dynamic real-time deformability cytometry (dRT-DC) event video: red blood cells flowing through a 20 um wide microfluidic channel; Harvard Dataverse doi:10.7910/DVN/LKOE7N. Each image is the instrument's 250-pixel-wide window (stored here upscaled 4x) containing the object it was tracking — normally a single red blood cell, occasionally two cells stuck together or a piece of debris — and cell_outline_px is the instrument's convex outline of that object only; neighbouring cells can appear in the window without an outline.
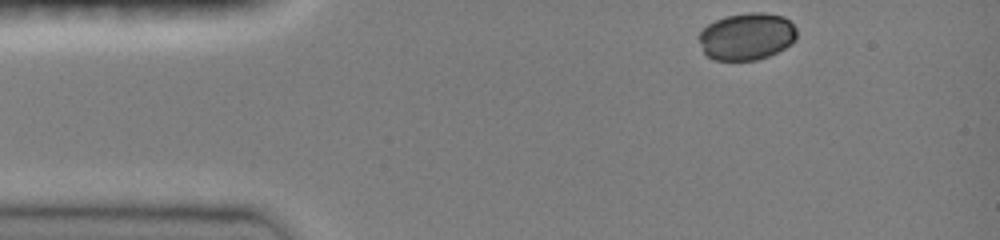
{"species": "common noctule bat (a hibernating species)", "species_latin": "Nyctalus noctula", "temperature_condition": "room temperature", "stored_images_in_passage": 46, "camera_frame_rate_fps": 3000, "um_per_image_px": 0.085, "animal": {"sex": "female", "body_mass_g": 19.0, "forearm_length_mm": 51.5}, "frame": {"image": 1, "passage_image": 1, "time_ms": 0.0, "image_size_px": [1000, 240], "cell_outline_px": [[796, 40], [792, 44], [768, 56], [756, 60], [712, 60], [704, 52], [696, 36], [708, 24], [724, 16], [748, 12], [764, 12], [784, 16], [796, 28]], "centroid_in_image_um": [63.46, 3.09], "position_along_channel_um": 21.5, "area_um2": 27.11}}
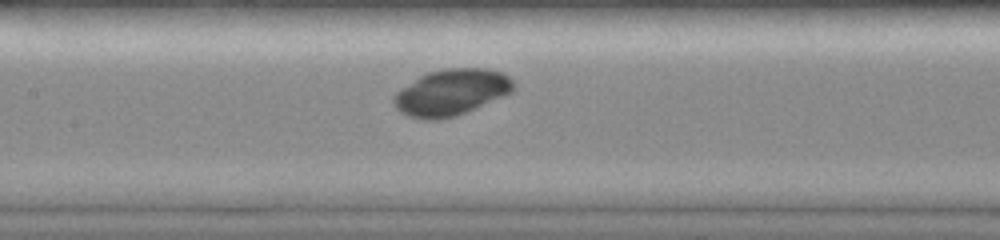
{"frame": {"image": 2, "passage_image": 21, "time_ms": 5.333, "image_size_px": [1000, 240], "cell_outline_px": [[516, 88], [512, 92], [504, 96], [456, 116], [440, 120], [420, 120], [408, 116], [400, 112], [396, 108], [392, 100], [392, 96], [400, 88], [420, 76], [428, 72], [444, 68], [488, 68], [504, 72], [516, 84]], "centroid_in_image_um": [38.36, 7.85], "position_along_channel_um": 169.0, "area_um2": 32.77}}
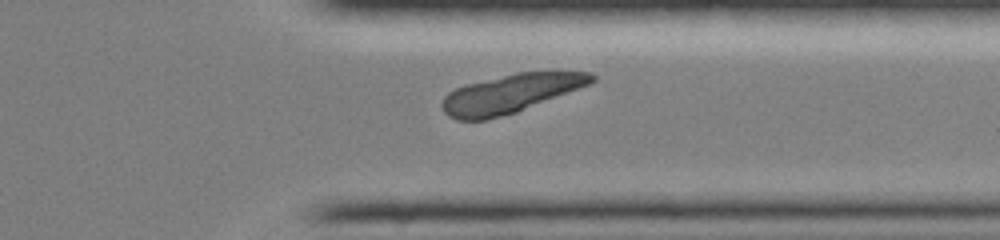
{"frame": {"image": 3, "passage_image": 39, "time_ms": 10.333, "image_size_px": [1000, 240], "cell_outline_px": [[596, 80], [588, 84], [516, 112], [484, 120], [456, 120], [448, 116], [444, 112], [440, 104], [444, 96], [448, 92], [464, 84], [516, 72], [592, 72], [596, 76]], "centroid_in_image_um": [43.32, 7.95], "position_along_channel_um": 368.1, "area_um2": 33.29}}